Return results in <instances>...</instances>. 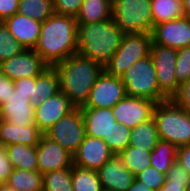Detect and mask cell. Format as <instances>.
I'll return each instance as SVG.
<instances>
[{"label":"cell","instance_id":"6da1fadb","mask_svg":"<svg viewBox=\"0 0 190 191\" xmlns=\"http://www.w3.org/2000/svg\"><path fill=\"white\" fill-rule=\"evenodd\" d=\"M58 72L59 91L63 92L75 108L84 107L90 89L104 68L78 52L53 66Z\"/></svg>","mask_w":190,"mask_h":191},{"label":"cell","instance_id":"7a4b0ae2","mask_svg":"<svg viewBox=\"0 0 190 191\" xmlns=\"http://www.w3.org/2000/svg\"><path fill=\"white\" fill-rule=\"evenodd\" d=\"M77 21L75 17L52 14L41 22L34 50L50 66L77 52Z\"/></svg>","mask_w":190,"mask_h":191},{"label":"cell","instance_id":"3957f363","mask_svg":"<svg viewBox=\"0 0 190 191\" xmlns=\"http://www.w3.org/2000/svg\"><path fill=\"white\" fill-rule=\"evenodd\" d=\"M123 36L113 19L77 23V52L105 68L119 48Z\"/></svg>","mask_w":190,"mask_h":191},{"label":"cell","instance_id":"277c9868","mask_svg":"<svg viewBox=\"0 0 190 191\" xmlns=\"http://www.w3.org/2000/svg\"><path fill=\"white\" fill-rule=\"evenodd\" d=\"M153 118L160 140L169 141L177 147L190 144V113L172 99L156 103Z\"/></svg>","mask_w":190,"mask_h":191},{"label":"cell","instance_id":"5b68a950","mask_svg":"<svg viewBox=\"0 0 190 191\" xmlns=\"http://www.w3.org/2000/svg\"><path fill=\"white\" fill-rule=\"evenodd\" d=\"M112 19L123 34L152 33L151 0H115Z\"/></svg>","mask_w":190,"mask_h":191},{"label":"cell","instance_id":"8992f818","mask_svg":"<svg viewBox=\"0 0 190 191\" xmlns=\"http://www.w3.org/2000/svg\"><path fill=\"white\" fill-rule=\"evenodd\" d=\"M121 79L127 96L145 98L155 103L167 100L158 87L156 70L150 55L135 62Z\"/></svg>","mask_w":190,"mask_h":191},{"label":"cell","instance_id":"52a82bcc","mask_svg":"<svg viewBox=\"0 0 190 191\" xmlns=\"http://www.w3.org/2000/svg\"><path fill=\"white\" fill-rule=\"evenodd\" d=\"M152 33L124 34L122 42L104 70L121 77L135 62L149 56Z\"/></svg>","mask_w":190,"mask_h":191},{"label":"cell","instance_id":"ba28073f","mask_svg":"<svg viewBox=\"0 0 190 191\" xmlns=\"http://www.w3.org/2000/svg\"><path fill=\"white\" fill-rule=\"evenodd\" d=\"M156 70L157 82L160 92L171 99L179 89L175 75L177 49L151 43L149 53Z\"/></svg>","mask_w":190,"mask_h":191},{"label":"cell","instance_id":"9c48e42d","mask_svg":"<svg viewBox=\"0 0 190 191\" xmlns=\"http://www.w3.org/2000/svg\"><path fill=\"white\" fill-rule=\"evenodd\" d=\"M45 135L73 155L86 136L81 108H75L62 117Z\"/></svg>","mask_w":190,"mask_h":191},{"label":"cell","instance_id":"30bf717a","mask_svg":"<svg viewBox=\"0 0 190 191\" xmlns=\"http://www.w3.org/2000/svg\"><path fill=\"white\" fill-rule=\"evenodd\" d=\"M126 96L121 77L110 75L103 70L90 89L86 105L81 108H112Z\"/></svg>","mask_w":190,"mask_h":191},{"label":"cell","instance_id":"8fae6325","mask_svg":"<svg viewBox=\"0 0 190 191\" xmlns=\"http://www.w3.org/2000/svg\"><path fill=\"white\" fill-rule=\"evenodd\" d=\"M48 67L34 49H24L20 54L0 63V70L13 81L37 77Z\"/></svg>","mask_w":190,"mask_h":191},{"label":"cell","instance_id":"7c38bea8","mask_svg":"<svg viewBox=\"0 0 190 191\" xmlns=\"http://www.w3.org/2000/svg\"><path fill=\"white\" fill-rule=\"evenodd\" d=\"M155 104L149 99L126 96L112 107L113 116L117 123L133 129L153 117Z\"/></svg>","mask_w":190,"mask_h":191},{"label":"cell","instance_id":"4fadbf2b","mask_svg":"<svg viewBox=\"0 0 190 191\" xmlns=\"http://www.w3.org/2000/svg\"><path fill=\"white\" fill-rule=\"evenodd\" d=\"M36 152L38 172L42 175L73 165L72 154L45 134L41 136L39 144L36 146Z\"/></svg>","mask_w":190,"mask_h":191},{"label":"cell","instance_id":"5bb4252c","mask_svg":"<svg viewBox=\"0 0 190 191\" xmlns=\"http://www.w3.org/2000/svg\"><path fill=\"white\" fill-rule=\"evenodd\" d=\"M152 42L177 50L190 46V18L184 16L155 25Z\"/></svg>","mask_w":190,"mask_h":191},{"label":"cell","instance_id":"9a60e30c","mask_svg":"<svg viewBox=\"0 0 190 191\" xmlns=\"http://www.w3.org/2000/svg\"><path fill=\"white\" fill-rule=\"evenodd\" d=\"M75 107L61 91L34 106V121L39 130L45 134L58 120L69 114Z\"/></svg>","mask_w":190,"mask_h":191},{"label":"cell","instance_id":"2e32d148","mask_svg":"<svg viewBox=\"0 0 190 191\" xmlns=\"http://www.w3.org/2000/svg\"><path fill=\"white\" fill-rule=\"evenodd\" d=\"M113 153L103 139L86 135L73 156V165L98 171Z\"/></svg>","mask_w":190,"mask_h":191},{"label":"cell","instance_id":"e0dca14e","mask_svg":"<svg viewBox=\"0 0 190 191\" xmlns=\"http://www.w3.org/2000/svg\"><path fill=\"white\" fill-rule=\"evenodd\" d=\"M97 172L104 191H126L135 179L120 154H113Z\"/></svg>","mask_w":190,"mask_h":191},{"label":"cell","instance_id":"ac0fdd59","mask_svg":"<svg viewBox=\"0 0 190 191\" xmlns=\"http://www.w3.org/2000/svg\"><path fill=\"white\" fill-rule=\"evenodd\" d=\"M0 120L21 126L35 124L34 105L30 97L19 92L11 93L0 105Z\"/></svg>","mask_w":190,"mask_h":191},{"label":"cell","instance_id":"d6986e66","mask_svg":"<svg viewBox=\"0 0 190 191\" xmlns=\"http://www.w3.org/2000/svg\"><path fill=\"white\" fill-rule=\"evenodd\" d=\"M86 135L103 139L109 147L110 132L115 118L112 108H81Z\"/></svg>","mask_w":190,"mask_h":191},{"label":"cell","instance_id":"ffe728a7","mask_svg":"<svg viewBox=\"0 0 190 191\" xmlns=\"http://www.w3.org/2000/svg\"><path fill=\"white\" fill-rule=\"evenodd\" d=\"M3 23L25 49H34L40 36L41 22L17 12Z\"/></svg>","mask_w":190,"mask_h":191},{"label":"cell","instance_id":"44dd1931","mask_svg":"<svg viewBox=\"0 0 190 191\" xmlns=\"http://www.w3.org/2000/svg\"><path fill=\"white\" fill-rule=\"evenodd\" d=\"M43 133L35 125L21 126L0 120V145L24 144L37 146Z\"/></svg>","mask_w":190,"mask_h":191},{"label":"cell","instance_id":"7402d4cb","mask_svg":"<svg viewBox=\"0 0 190 191\" xmlns=\"http://www.w3.org/2000/svg\"><path fill=\"white\" fill-rule=\"evenodd\" d=\"M75 19L77 23H97L112 19V3L109 0H84Z\"/></svg>","mask_w":190,"mask_h":191},{"label":"cell","instance_id":"603a6c76","mask_svg":"<svg viewBox=\"0 0 190 191\" xmlns=\"http://www.w3.org/2000/svg\"><path fill=\"white\" fill-rule=\"evenodd\" d=\"M5 149L13 169L38 171L36 146L10 144Z\"/></svg>","mask_w":190,"mask_h":191},{"label":"cell","instance_id":"cb8c5ba5","mask_svg":"<svg viewBox=\"0 0 190 191\" xmlns=\"http://www.w3.org/2000/svg\"><path fill=\"white\" fill-rule=\"evenodd\" d=\"M57 92H59L58 72L54 67H48L41 75L35 77L32 104L36 106L43 103Z\"/></svg>","mask_w":190,"mask_h":191},{"label":"cell","instance_id":"d4e9b609","mask_svg":"<svg viewBox=\"0 0 190 191\" xmlns=\"http://www.w3.org/2000/svg\"><path fill=\"white\" fill-rule=\"evenodd\" d=\"M159 140L156 122L152 117L132 129L129 146L139 147L144 151L151 152Z\"/></svg>","mask_w":190,"mask_h":191},{"label":"cell","instance_id":"484cf974","mask_svg":"<svg viewBox=\"0 0 190 191\" xmlns=\"http://www.w3.org/2000/svg\"><path fill=\"white\" fill-rule=\"evenodd\" d=\"M153 28L163 22L184 17L183 0H151Z\"/></svg>","mask_w":190,"mask_h":191},{"label":"cell","instance_id":"4316f807","mask_svg":"<svg viewBox=\"0 0 190 191\" xmlns=\"http://www.w3.org/2000/svg\"><path fill=\"white\" fill-rule=\"evenodd\" d=\"M42 180L38 171L13 169L7 184L15 191H42Z\"/></svg>","mask_w":190,"mask_h":191},{"label":"cell","instance_id":"83f0119b","mask_svg":"<svg viewBox=\"0 0 190 191\" xmlns=\"http://www.w3.org/2000/svg\"><path fill=\"white\" fill-rule=\"evenodd\" d=\"M178 147L169 141L159 140L150 152L151 166L166 174L171 164L177 160Z\"/></svg>","mask_w":190,"mask_h":191},{"label":"cell","instance_id":"f1b7e54d","mask_svg":"<svg viewBox=\"0 0 190 191\" xmlns=\"http://www.w3.org/2000/svg\"><path fill=\"white\" fill-rule=\"evenodd\" d=\"M73 191H103L98 172L76 165L71 167Z\"/></svg>","mask_w":190,"mask_h":191},{"label":"cell","instance_id":"f546056e","mask_svg":"<svg viewBox=\"0 0 190 191\" xmlns=\"http://www.w3.org/2000/svg\"><path fill=\"white\" fill-rule=\"evenodd\" d=\"M18 12L39 22L45 21L55 13L53 0H20Z\"/></svg>","mask_w":190,"mask_h":191},{"label":"cell","instance_id":"4dcf8cb0","mask_svg":"<svg viewBox=\"0 0 190 191\" xmlns=\"http://www.w3.org/2000/svg\"><path fill=\"white\" fill-rule=\"evenodd\" d=\"M120 155L123 157L124 165L134 176L151 166L150 151H144L139 147L128 146Z\"/></svg>","mask_w":190,"mask_h":191},{"label":"cell","instance_id":"1f68e13d","mask_svg":"<svg viewBox=\"0 0 190 191\" xmlns=\"http://www.w3.org/2000/svg\"><path fill=\"white\" fill-rule=\"evenodd\" d=\"M42 191H73L71 167L43 174Z\"/></svg>","mask_w":190,"mask_h":191},{"label":"cell","instance_id":"d6a6232c","mask_svg":"<svg viewBox=\"0 0 190 191\" xmlns=\"http://www.w3.org/2000/svg\"><path fill=\"white\" fill-rule=\"evenodd\" d=\"M25 48L12 36L3 22H0V63L20 54Z\"/></svg>","mask_w":190,"mask_h":191},{"label":"cell","instance_id":"836d02e7","mask_svg":"<svg viewBox=\"0 0 190 191\" xmlns=\"http://www.w3.org/2000/svg\"><path fill=\"white\" fill-rule=\"evenodd\" d=\"M131 128L116 121L110 132L109 149L113 154H120L129 146Z\"/></svg>","mask_w":190,"mask_h":191},{"label":"cell","instance_id":"e575fe53","mask_svg":"<svg viewBox=\"0 0 190 191\" xmlns=\"http://www.w3.org/2000/svg\"><path fill=\"white\" fill-rule=\"evenodd\" d=\"M175 75L179 84L190 78V46L177 50Z\"/></svg>","mask_w":190,"mask_h":191},{"label":"cell","instance_id":"d590c367","mask_svg":"<svg viewBox=\"0 0 190 191\" xmlns=\"http://www.w3.org/2000/svg\"><path fill=\"white\" fill-rule=\"evenodd\" d=\"M135 179L143 182L154 191H158L166 181V175L158 171L155 167L149 166L144 171L135 176Z\"/></svg>","mask_w":190,"mask_h":191},{"label":"cell","instance_id":"8d00e7d4","mask_svg":"<svg viewBox=\"0 0 190 191\" xmlns=\"http://www.w3.org/2000/svg\"><path fill=\"white\" fill-rule=\"evenodd\" d=\"M165 183H171L176 186H190V175L176 160L167 171Z\"/></svg>","mask_w":190,"mask_h":191},{"label":"cell","instance_id":"74e56055","mask_svg":"<svg viewBox=\"0 0 190 191\" xmlns=\"http://www.w3.org/2000/svg\"><path fill=\"white\" fill-rule=\"evenodd\" d=\"M84 0H53L55 14L75 17Z\"/></svg>","mask_w":190,"mask_h":191},{"label":"cell","instance_id":"f35d334b","mask_svg":"<svg viewBox=\"0 0 190 191\" xmlns=\"http://www.w3.org/2000/svg\"><path fill=\"white\" fill-rule=\"evenodd\" d=\"M171 99L181 109L190 113V78L179 85L177 93Z\"/></svg>","mask_w":190,"mask_h":191},{"label":"cell","instance_id":"ab89813d","mask_svg":"<svg viewBox=\"0 0 190 191\" xmlns=\"http://www.w3.org/2000/svg\"><path fill=\"white\" fill-rule=\"evenodd\" d=\"M12 170L5 146L0 145V185L7 183Z\"/></svg>","mask_w":190,"mask_h":191},{"label":"cell","instance_id":"60d3db41","mask_svg":"<svg viewBox=\"0 0 190 191\" xmlns=\"http://www.w3.org/2000/svg\"><path fill=\"white\" fill-rule=\"evenodd\" d=\"M20 0H0V22L13 16L18 12Z\"/></svg>","mask_w":190,"mask_h":191},{"label":"cell","instance_id":"b9f144b4","mask_svg":"<svg viewBox=\"0 0 190 191\" xmlns=\"http://www.w3.org/2000/svg\"><path fill=\"white\" fill-rule=\"evenodd\" d=\"M35 85V77L23 78L14 81L15 91L26 94L30 97L31 102H33V90Z\"/></svg>","mask_w":190,"mask_h":191},{"label":"cell","instance_id":"7bdbcfd3","mask_svg":"<svg viewBox=\"0 0 190 191\" xmlns=\"http://www.w3.org/2000/svg\"><path fill=\"white\" fill-rule=\"evenodd\" d=\"M15 91L14 81L0 70V105Z\"/></svg>","mask_w":190,"mask_h":191},{"label":"cell","instance_id":"ee69618b","mask_svg":"<svg viewBox=\"0 0 190 191\" xmlns=\"http://www.w3.org/2000/svg\"><path fill=\"white\" fill-rule=\"evenodd\" d=\"M177 161L190 175V144L178 147Z\"/></svg>","mask_w":190,"mask_h":191},{"label":"cell","instance_id":"f6af8a7d","mask_svg":"<svg viewBox=\"0 0 190 191\" xmlns=\"http://www.w3.org/2000/svg\"><path fill=\"white\" fill-rule=\"evenodd\" d=\"M126 191H154V190L146 186L143 182L134 179L132 185Z\"/></svg>","mask_w":190,"mask_h":191},{"label":"cell","instance_id":"bcb514c9","mask_svg":"<svg viewBox=\"0 0 190 191\" xmlns=\"http://www.w3.org/2000/svg\"><path fill=\"white\" fill-rule=\"evenodd\" d=\"M190 186H176L171 183H165L158 191H189Z\"/></svg>","mask_w":190,"mask_h":191},{"label":"cell","instance_id":"7dc6e473","mask_svg":"<svg viewBox=\"0 0 190 191\" xmlns=\"http://www.w3.org/2000/svg\"><path fill=\"white\" fill-rule=\"evenodd\" d=\"M183 12L186 17L190 18V0H183Z\"/></svg>","mask_w":190,"mask_h":191},{"label":"cell","instance_id":"c3c4849f","mask_svg":"<svg viewBox=\"0 0 190 191\" xmlns=\"http://www.w3.org/2000/svg\"><path fill=\"white\" fill-rule=\"evenodd\" d=\"M0 191H15L7 183L0 185Z\"/></svg>","mask_w":190,"mask_h":191}]
</instances>
